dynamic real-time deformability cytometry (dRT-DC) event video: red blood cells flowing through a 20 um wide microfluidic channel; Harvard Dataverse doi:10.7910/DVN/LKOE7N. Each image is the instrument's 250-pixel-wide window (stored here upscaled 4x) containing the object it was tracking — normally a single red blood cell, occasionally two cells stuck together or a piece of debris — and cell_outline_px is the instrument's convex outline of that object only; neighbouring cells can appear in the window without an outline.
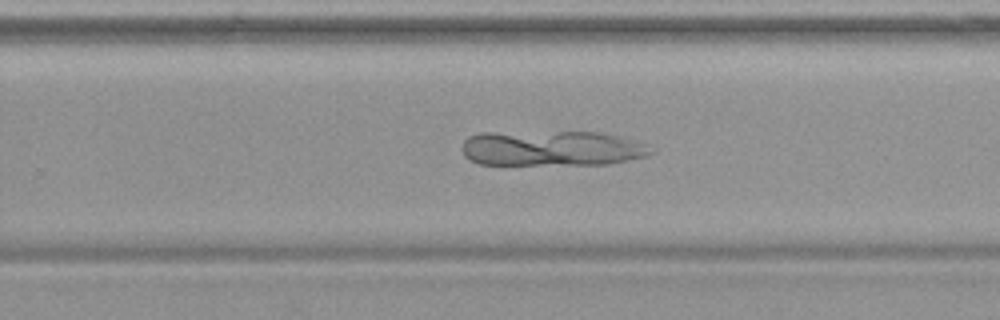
{"species": "common noctule bat (a hibernating species)", "species_latin": "Nyctalus noctula", "temperature_condition": "warm", "stored_images_in_passage": 29, "camera_frame_rate_fps": 3000, "um_per_image_px": 0.085, "animal": {"sex": "female", "body_mass_g": 19.9}, "frame": {"image": 1, "passage_image": 17, "time_ms": 5.333, "image_size_px": [1000, 320], "cell_outline_px": [[656, 152], [648, 156], [608, 164], [480, 164], [468, 160], [464, 156], [460, 148], [464, 140], [468, 136], [480, 132], [600, 132], [620, 136], [648, 144]], "centroid_in_image_um": [46.9, 12.6], "position_along_channel_um": 282.9, "area_um2": 39.36}}